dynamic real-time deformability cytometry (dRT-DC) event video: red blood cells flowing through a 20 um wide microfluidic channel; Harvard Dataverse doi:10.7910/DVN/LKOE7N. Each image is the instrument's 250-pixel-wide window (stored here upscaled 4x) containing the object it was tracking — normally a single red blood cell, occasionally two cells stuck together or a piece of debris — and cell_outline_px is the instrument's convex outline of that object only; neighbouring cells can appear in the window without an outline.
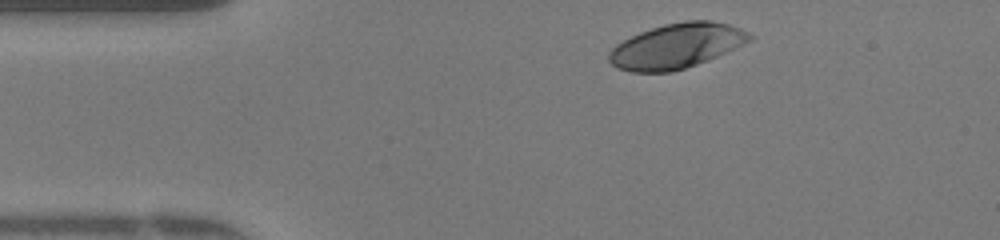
{"species": "human", "species_latin": "Homo sapiens", "temperature_condition": "warm", "stored_images_in_passage": 34, "camera_frame_rate_fps": 3000, "um_per_image_px": 0.085, "donor": {"sex": "female"}, "frame": {"image": 1, "passage_image": 2, "time_ms": 0.333, "image_size_px": [1000, 240], "cell_outline_px": [[756, 36], [752, 40], [716, 56], [696, 64], [672, 72], [632, 72], [616, 68], [608, 60], [608, 52], [616, 44], [640, 32], [664, 24], [684, 20], [712, 20], [728, 24], [740, 28]], "centroid_in_image_um": [57.5, 3.9], "position_along_channel_um": 27.5, "area_um2": 36.7}}
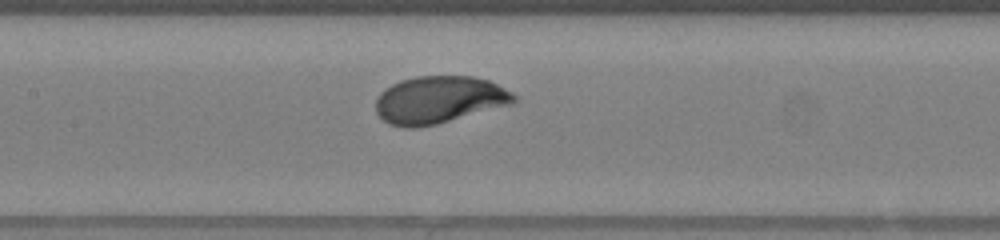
{"frame": {"image": 2, "passage_image": 16, "time_ms": 5.0, "image_size_px": [1000, 240], "cell_outline_px": [[520, 100], [508, 104], [436, 124], [416, 128], [404, 128], [388, 124], [376, 112], [376, 100], [380, 92], [384, 88], [400, 80], [416, 76], [472, 76], [488, 80], [512, 92]], "centroid_in_image_um": [37.27, 8.47], "position_along_channel_um": 170.1, "area_um2": 37.92}}
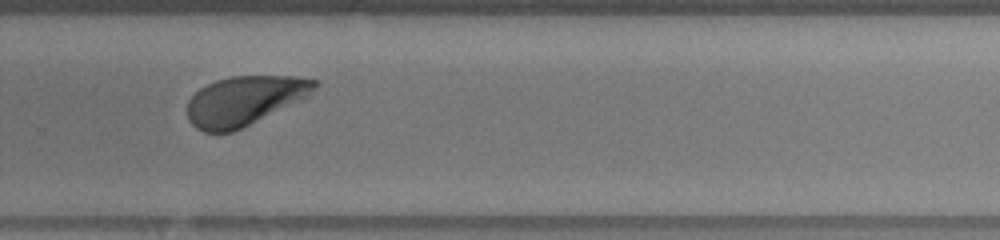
{"frame": {"image": 3, "passage_image": 26, "time_ms": 8.333, "image_size_px": [1000, 240], "cell_outline_px": [[320, 84], [304, 100], [232, 132], [204, 132], [196, 128], [188, 120], [188, 100], [200, 88], [216, 80], [232, 76], [300, 76], [320, 80]], "centroid_in_image_um": [20.85, 8.54], "position_along_channel_um": 309.0, "area_um2": 36.88}, "authors_computed_cell_mechanics": {"area_um2": 37.1365, "velocity_mm_per_s": 4.1748, "shape_relaxation_time_tau1_ms": 1.6674, "shape_relaxation_time_tau2_ms": null, "deformation_change_tau1": 0.1561, "deformation_change_tau2": null}}